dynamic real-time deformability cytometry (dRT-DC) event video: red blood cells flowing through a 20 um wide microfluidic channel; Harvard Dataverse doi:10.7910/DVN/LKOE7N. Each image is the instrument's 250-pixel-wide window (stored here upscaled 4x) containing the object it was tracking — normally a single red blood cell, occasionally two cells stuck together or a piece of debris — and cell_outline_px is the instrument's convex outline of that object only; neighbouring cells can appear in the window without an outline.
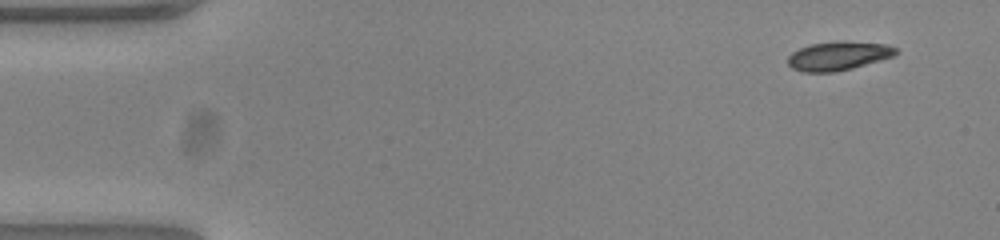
{"species": "common noctule bat (a hibernating species)", "species_latin": "Nyctalus noctula", "temperature_condition": "warm", "stored_images_in_passage": 50, "camera_frame_rate_fps": 3000, "um_per_image_px": 0.085, "animal": {"sex": "female", "body_mass_g": 23.0, "forearm_length_mm": 53.4}, "frame": {"image": 1, "passage_image": 1, "time_ms": 0.0, "image_size_px": [1000, 240], "cell_outline_px": [[896, 52], [892, 56], [852, 68], [832, 72], [804, 72], [792, 68], [788, 64], [788, 56], [792, 52], [808, 44], [836, 40], [840, 40], [888, 44], [896, 48]], "centroid_in_image_um": [71.21, 4.72], "position_along_channel_um": 13.8, "area_um2": 18.15}}
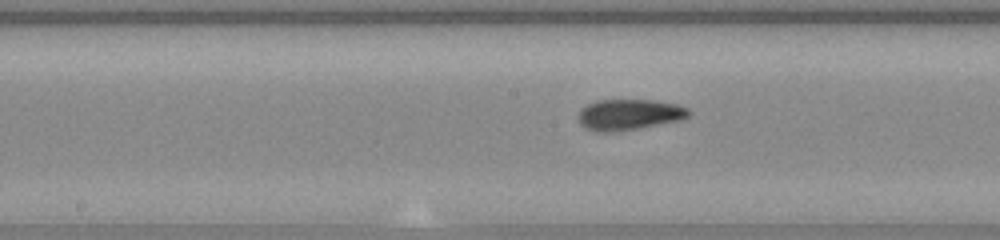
{"frame": {"image": 2, "passage_image": 24, "time_ms": 7.667, "image_size_px": [1000, 240], "cell_outline_px": [[692, 112], [688, 116], [680, 120], [616, 132], [596, 132], [584, 128], [580, 124], [580, 108], [596, 100], [652, 100], [676, 104], [688, 108]], "centroid_in_image_um": [53.46, 9.74], "position_along_channel_um": 194.7, "area_um2": 19.83}}
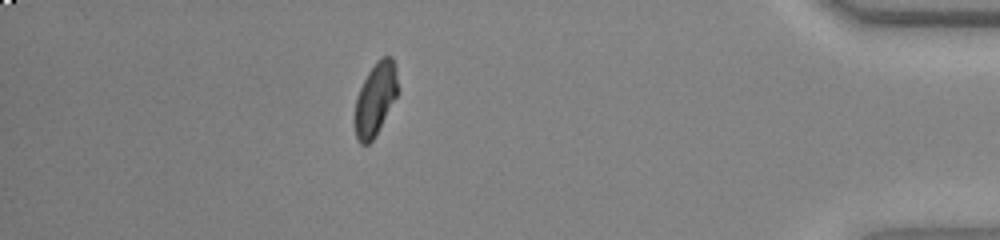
{"frame": {"image": 3, "passage_image": 44, "time_ms": 14.333, "image_size_px": [1000, 240], "cell_outline_px": [[396, 96], [376, 136], [368, 144], [360, 144], [356, 140], [356, 96], [368, 72], [376, 60], [380, 56], [392, 56], [396, 68]], "centroid_in_image_um": [31.9, 8.4], "position_along_channel_um": 403.3, "area_um2": 17.86}, "authors_computed_cell_mechanics": {"area_um2": 19.0162, "velocity_mm_per_s": 3.8448, "shape_relaxation_time_tau1_ms": 9.1173, "shape_relaxation_time_tau2_ms": 1.5255, "deformation_change_tau1": 0.2542, "deformation_change_tau2": 0.0654}}